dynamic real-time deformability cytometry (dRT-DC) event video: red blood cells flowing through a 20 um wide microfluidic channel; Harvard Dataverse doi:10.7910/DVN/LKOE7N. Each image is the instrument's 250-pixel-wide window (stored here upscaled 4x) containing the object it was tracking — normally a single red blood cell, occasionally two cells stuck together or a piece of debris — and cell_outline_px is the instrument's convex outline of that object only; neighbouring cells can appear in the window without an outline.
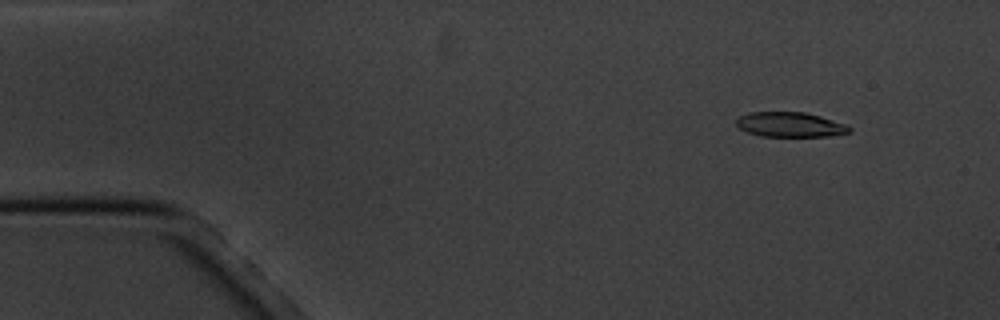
{"species": "common noctule bat (a hibernating species)", "species_latin": "Nyctalus noctula", "temperature_condition": "cold", "stored_images_in_passage": 5, "camera_frame_rate_fps": 3000, "um_per_image_px": 0.085, "animal": {"sex": "male", "body_mass_g": 20.1, "forearm_length_mm": 53.5}, "frame": {"image": 1, "passage_image": 2, "time_ms": 1.0, "image_size_px": [1000, 320], "cell_outline_px": [[852, 132], [828, 136], [760, 136], [748, 132], [740, 128], [736, 124], [736, 120], [740, 116], [752, 112], [804, 112], [820, 116], [848, 124], [852, 128]], "centroid_in_image_um": [67.21, 10.59], "position_along_channel_um": 17.8, "area_um2": 16.36}}
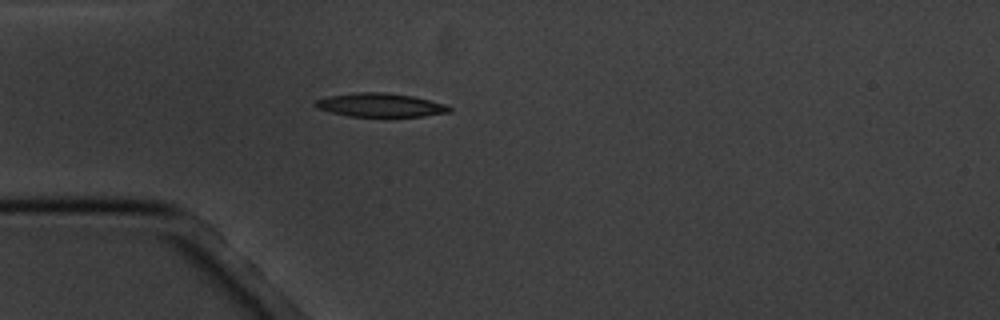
{"frame": {"image": 2, "passage_image": 5, "time_ms": 4.333, "image_size_px": [1000, 320], "cell_outline_px": [[452, 108], [448, 112], [424, 116], [348, 116], [316, 108], [312, 104], [316, 100], [328, 96], [360, 92], [384, 92], [412, 96], [444, 104]], "centroid_in_image_um": [32.28, 8.92], "position_along_channel_um": 52.7, "area_um2": 18.21}}